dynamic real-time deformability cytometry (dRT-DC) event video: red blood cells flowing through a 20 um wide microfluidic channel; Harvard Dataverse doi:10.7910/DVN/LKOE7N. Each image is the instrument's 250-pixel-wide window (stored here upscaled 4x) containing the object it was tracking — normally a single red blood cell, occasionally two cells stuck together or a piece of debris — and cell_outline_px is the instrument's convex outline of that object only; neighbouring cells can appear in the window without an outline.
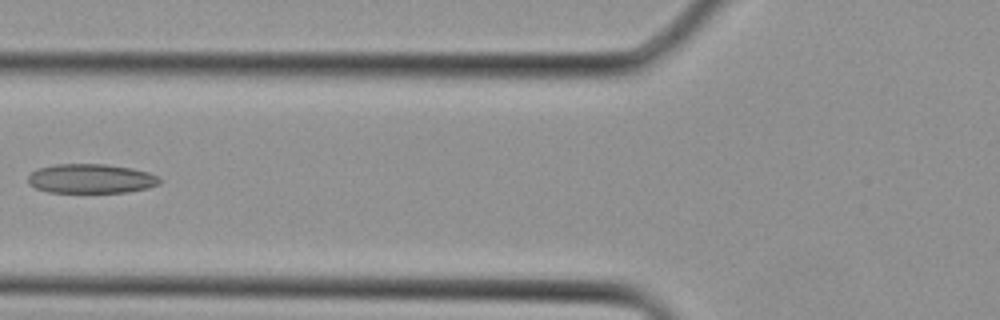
{"species": "Egyptian fruit bat (a non-hibernating species)", "species_latin": "Rousettus aegyptiacus", "temperature_condition": "cold", "stored_images_in_passage": 4, "camera_frame_rate_fps": 3000, "um_per_image_px": 0.085, "animal": {"sex": "female"}, "frame": {"image": 1, "passage_image": 4, "time_ms": 1.0, "image_size_px": [1000, 320], "cell_outline_px": [[160, 184], [148, 188], [124, 192], [48, 192], [36, 188], [28, 184], [28, 176], [36, 168], [56, 164], [104, 164], [132, 168], [148, 172], [160, 176]], "centroid_in_image_um": [7.73, 15.18], "position_along_channel_um": 118.1, "area_um2": 22.6}}